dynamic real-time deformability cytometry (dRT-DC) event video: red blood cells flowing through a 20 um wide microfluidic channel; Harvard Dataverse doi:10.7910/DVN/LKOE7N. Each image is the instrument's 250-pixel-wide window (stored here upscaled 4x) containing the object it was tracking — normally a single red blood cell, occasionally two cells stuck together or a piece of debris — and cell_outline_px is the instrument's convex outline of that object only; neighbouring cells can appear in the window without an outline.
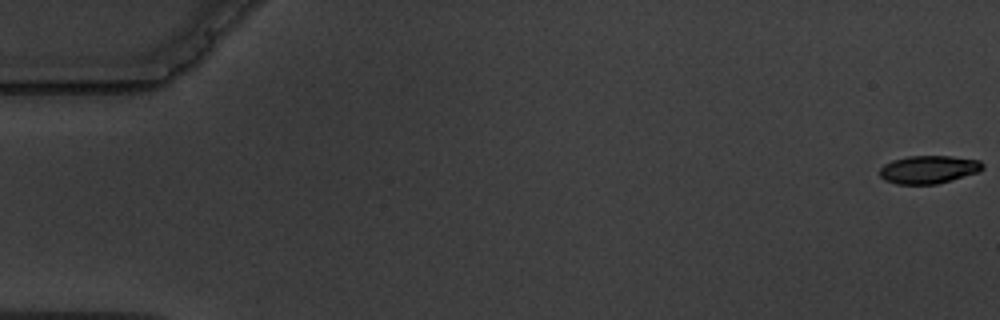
{"species": "common noctule bat (a hibernating species)", "species_latin": "Nyctalus noctula", "temperature_condition": "warm", "stored_images_in_passage": 6, "camera_frame_rate_fps": 3000, "um_per_image_px": 0.085, "animal": {"sex": "male", "body_mass_g": 19.5, "forearm_length_mm": 54.6}, "frame": {"image": 1, "passage_image": 1, "time_ms": 0.0, "image_size_px": [1000, 320], "cell_outline_px": [[984, 168], [980, 172], [952, 180], [936, 184], [896, 184], [884, 180], [880, 176], [880, 168], [884, 164], [892, 160], [908, 156], [952, 156], [980, 160], [984, 164]], "centroid_in_image_um": [78.96, 14.4], "position_along_channel_um": 6.0, "area_um2": 16.99}}
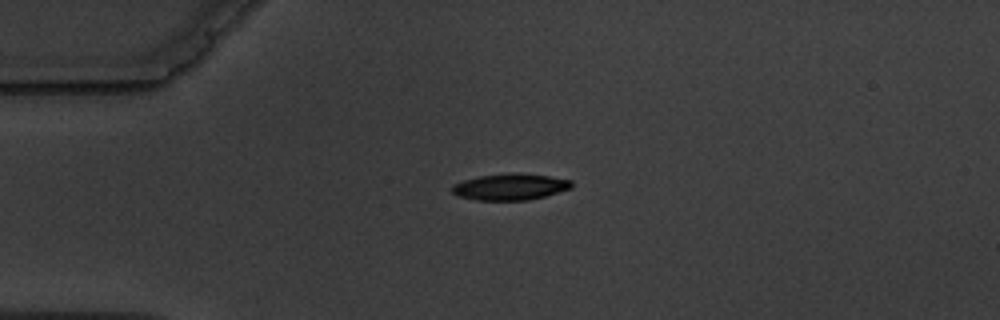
{"frame": {"image": 2, "passage_image": 5, "time_ms": 4.667, "image_size_px": [1000, 320], "cell_outline_px": [[572, 188], [544, 196], [528, 200], [476, 200], [456, 196], [452, 192], [452, 184], [464, 180], [480, 176], [548, 176], [572, 180]], "centroid_in_image_um": [43.33, 15.94], "position_along_channel_um": 41.7, "area_um2": 17.4}}